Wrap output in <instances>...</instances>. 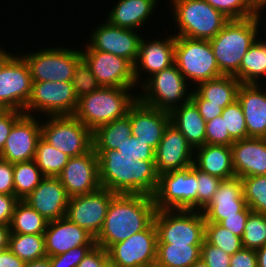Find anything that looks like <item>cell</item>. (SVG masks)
<instances>
[{
  "label": "cell",
  "instance_id": "6da1fadb",
  "mask_svg": "<svg viewBox=\"0 0 266 267\" xmlns=\"http://www.w3.org/2000/svg\"><path fill=\"white\" fill-rule=\"evenodd\" d=\"M98 156L99 183L114 193L153 196L159 174L154 161L138 160L120 154L115 149L95 150Z\"/></svg>",
  "mask_w": 266,
  "mask_h": 267
},
{
  "label": "cell",
  "instance_id": "7bdbcfd3",
  "mask_svg": "<svg viewBox=\"0 0 266 267\" xmlns=\"http://www.w3.org/2000/svg\"><path fill=\"white\" fill-rule=\"evenodd\" d=\"M72 85L77 98L90 94L101 87L83 58L75 67Z\"/></svg>",
  "mask_w": 266,
  "mask_h": 267
},
{
  "label": "cell",
  "instance_id": "b9f144b4",
  "mask_svg": "<svg viewBox=\"0 0 266 267\" xmlns=\"http://www.w3.org/2000/svg\"><path fill=\"white\" fill-rule=\"evenodd\" d=\"M221 117L224 120L225 129L228 130L229 135L234 141L247 138L246 121L238 100L227 105L223 109Z\"/></svg>",
  "mask_w": 266,
  "mask_h": 267
},
{
  "label": "cell",
  "instance_id": "52a82bcc",
  "mask_svg": "<svg viewBox=\"0 0 266 267\" xmlns=\"http://www.w3.org/2000/svg\"><path fill=\"white\" fill-rule=\"evenodd\" d=\"M49 46L35 52L29 50L28 54L19 53L28 64L32 82H72L82 51L61 45Z\"/></svg>",
  "mask_w": 266,
  "mask_h": 267
},
{
  "label": "cell",
  "instance_id": "681fc988",
  "mask_svg": "<svg viewBox=\"0 0 266 267\" xmlns=\"http://www.w3.org/2000/svg\"><path fill=\"white\" fill-rule=\"evenodd\" d=\"M200 258L208 267H230L231 255L221 248L209 244L205 239L201 245Z\"/></svg>",
  "mask_w": 266,
  "mask_h": 267
},
{
  "label": "cell",
  "instance_id": "2644e50d",
  "mask_svg": "<svg viewBox=\"0 0 266 267\" xmlns=\"http://www.w3.org/2000/svg\"><path fill=\"white\" fill-rule=\"evenodd\" d=\"M4 111V109L0 106V114Z\"/></svg>",
  "mask_w": 266,
  "mask_h": 267
},
{
  "label": "cell",
  "instance_id": "74e56055",
  "mask_svg": "<svg viewBox=\"0 0 266 267\" xmlns=\"http://www.w3.org/2000/svg\"><path fill=\"white\" fill-rule=\"evenodd\" d=\"M45 178L35 160L14 164V191L19 200H24Z\"/></svg>",
  "mask_w": 266,
  "mask_h": 267
},
{
  "label": "cell",
  "instance_id": "d590c367",
  "mask_svg": "<svg viewBox=\"0 0 266 267\" xmlns=\"http://www.w3.org/2000/svg\"><path fill=\"white\" fill-rule=\"evenodd\" d=\"M8 248L24 262L47 256L44 234L10 233Z\"/></svg>",
  "mask_w": 266,
  "mask_h": 267
},
{
  "label": "cell",
  "instance_id": "83f0119b",
  "mask_svg": "<svg viewBox=\"0 0 266 267\" xmlns=\"http://www.w3.org/2000/svg\"><path fill=\"white\" fill-rule=\"evenodd\" d=\"M160 0H117L108 11L106 21L114 26L140 31L153 18ZM157 6V7H156Z\"/></svg>",
  "mask_w": 266,
  "mask_h": 267
},
{
  "label": "cell",
  "instance_id": "7c38bea8",
  "mask_svg": "<svg viewBox=\"0 0 266 267\" xmlns=\"http://www.w3.org/2000/svg\"><path fill=\"white\" fill-rule=\"evenodd\" d=\"M77 104L72 82H33L24 114H38L39 117L73 116Z\"/></svg>",
  "mask_w": 266,
  "mask_h": 267
},
{
  "label": "cell",
  "instance_id": "03108f58",
  "mask_svg": "<svg viewBox=\"0 0 266 267\" xmlns=\"http://www.w3.org/2000/svg\"><path fill=\"white\" fill-rule=\"evenodd\" d=\"M264 10H266V8H263V9H260V10H258L257 12H256V14H255V16H256V18H257V20H258V23L260 24V26H262V29H264V30H261L260 32H263V33H266V18H264L263 16H265L264 15V13L266 12V11H264ZM263 14V15H262ZM266 17V16H265ZM262 18H264V23H263V19ZM263 23V24H262ZM262 24V25H261ZM263 39H265L266 40V35L264 36V38Z\"/></svg>",
  "mask_w": 266,
  "mask_h": 267
},
{
  "label": "cell",
  "instance_id": "f6af8a7d",
  "mask_svg": "<svg viewBox=\"0 0 266 267\" xmlns=\"http://www.w3.org/2000/svg\"><path fill=\"white\" fill-rule=\"evenodd\" d=\"M222 180L197 169V211H202L212 200Z\"/></svg>",
  "mask_w": 266,
  "mask_h": 267
},
{
  "label": "cell",
  "instance_id": "003e7915",
  "mask_svg": "<svg viewBox=\"0 0 266 267\" xmlns=\"http://www.w3.org/2000/svg\"><path fill=\"white\" fill-rule=\"evenodd\" d=\"M190 267H208L206 263L200 258L195 263H193Z\"/></svg>",
  "mask_w": 266,
  "mask_h": 267
},
{
  "label": "cell",
  "instance_id": "cb8c5ba5",
  "mask_svg": "<svg viewBox=\"0 0 266 267\" xmlns=\"http://www.w3.org/2000/svg\"><path fill=\"white\" fill-rule=\"evenodd\" d=\"M247 207L241 178L222 180L211 202L201 211L205 222L219 223L231 216H238Z\"/></svg>",
  "mask_w": 266,
  "mask_h": 267
},
{
  "label": "cell",
  "instance_id": "4316f807",
  "mask_svg": "<svg viewBox=\"0 0 266 267\" xmlns=\"http://www.w3.org/2000/svg\"><path fill=\"white\" fill-rule=\"evenodd\" d=\"M231 150L237 177L266 175V138L248 137L235 141Z\"/></svg>",
  "mask_w": 266,
  "mask_h": 267
},
{
  "label": "cell",
  "instance_id": "7dc6e473",
  "mask_svg": "<svg viewBox=\"0 0 266 267\" xmlns=\"http://www.w3.org/2000/svg\"><path fill=\"white\" fill-rule=\"evenodd\" d=\"M234 142L221 115L206 122V144L231 146Z\"/></svg>",
  "mask_w": 266,
  "mask_h": 267
},
{
  "label": "cell",
  "instance_id": "816d5d0a",
  "mask_svg": "<svg viewBox=\"0 0 266 267\" xmlns=\"http://www.w3.org/2000/svg\"><path fill=\"white\" fill-rule=\"evenodd\" d=\"M24 114L17 110H4L0 114V152L3 150L14 123Z\"/></svg>",
  "mask_w": 266,
  "mask_h": 267
},
{
  "label": "cell",
  "instance_id": "277c9868",
  "mask_svg": "<svg viewBox=\"0 0 266 267\" xmlns=\"http://www.w3.org/2000/svg\"><path fill=\"white\" fill-rule=\"evenodd\" d=\"M256 16L230 20L215 37L209 40L220 72L235 75L249 47L262 34Z\"/></svg>",
  "mask_w": 266,
  "mask_h": 267
},
{
  "label": "cell",
  "instance_id": "836d02e7",
  "mask_svg": "<svg viewBox=\"0 0 266 267\" xmlns=\"http://www.w3.org/2000/svg\"><path fill=\"white\" fill-rule=\"evenodd\" d=\"M201 245L157 243L156 264L161 267H190L200 259Z\"/></svg>",
  "mask_w": 266,
  "mask_h": 267
},
{
  "label": "cell",
  "instance_id": "e7e4bbea",
  "mask_svg": "<svg viewBox=\"0 0 266 267\" xmlns=\"http://www.w3.org/2000/svg\"><path fill=\"white\" fill-rule=\"evenodd\" d=\"M245 2L257 12L260 9L266 8V0H245Z\"/></svg>",
  "mask_w": 266,
  "mask_h": 267
},
{
  "label": "cell",
  "instance_id": "e575fe53",
  "mask_svg": "<svg viewBox=\"0 0 266 267\" xmlns=\"http://www.w3.org/2000/svg\"><path fill=\"white\" fill-rule=\"evenodd\" d=\"M39 212L33 209L24 200H19L12 215L10 233L18 234H44L48 225Z\"/></svg>",
  "mask_w": 266,
  "mask_h": 267
},
{
  "label": "cell",
  "instance_id": "ac0fdd59",
  "mask_svg": "<svg viewBox=\"0 0 266 267\" xmlns=\"http://www.w3.org/2000/svg\"><path fill=\"white\" fill-rule=\"evenodd\" d=\"M172 34L167 38L164 36L159 39L154 36L151 40L142 36L139 55L134 65L137 88H140L154 74L174 64L175 35Z\"/></svg>",
  "mask_w": 266,
  "mask_h": 267
},
{
  "label": "cell",
  "instance_id": "be15d7a7",
  "mask_svg": "<svg viewBox=\"0 0 266 267\" xmlns=\"http://www.w3.org/2000/svg\"><path fill=\"white\" fill-rule=\"evenodd\" d=\"M257 267H266V245L256 250Z\"/></svg>",
  "mask_w": 266,
  "mask_h": 267
},
{
  "label": "cell",
  "instance_id": "30bf717a",
  "mask_svg": "<svg viewBox=\"0 0 266 267\" xmlns=\"http://www.w3.org/2000/svg\"><path fill=\"white\" fill-rule=\"evenodd\" d=\"M41 137L69 157L83 155L93 148V132L74 116L41 118Z\"/></svg>",
  "mask_w": 266,
  "mask_h": 267
},
{
  "label": "cell",
  "instance_id": "3957f363",
  "mask_svg": "<svg viewBox=\"0 0 266 267\" xmlns=\"http://www.w3.org/2000/svg\"><path fill=\"white\" fill-rule=\"evenodd\" d=\"M137 99L138 89L101 86L78 98L73 116L94 132L99 126L125 117Z\"/></svg>",
  "mask_w": 266,
  "mask_h": 267
},
{
  "label": "cell",
  "instance_id": "2e32d148",
  "mask_svg": "<svg viewBox=\"0 0 266 267\" xmlns=\"http://www.w3.org/2000/svg\"><path fill=\"white\" fill-rule=\"evenodd\" d=\"M115 194L100 187L92 193L71 197L66 217L96 238L103 227L110 201Z\"/></svg>",
  "mask_w": 266,
  "mask_h": 267
},
{
  "label": "cell",
  "instance_id": "44dd1931",
  "mask_svg": "<svg viewBox=\"0 0 266 267\" xmlns=\"http://www.w3.org/2000/svg\"><path fill=\"white\" fill-rule=\"evenodd\" d=\"M194 149L183 134L171 123L155 149L154 162L158 174L189 168L193 165Z\"/></svg>",
  "mask_w": 266,
  "mask_h": 267
},
{
  "label": "cell",
  "instance_id": "94428289",
  "mask_svg": "<svg viewBox=\"0 0 266 267\" xmlns=\"http://www.w3.org/2000/svg\"><path fill=\"white\" fill-rule=\"evenodd\" d=\"M24 267H51L50 258L46 256L41 259L25 262Z\"/></svg>",
  "mask_w": 266,
  "mask_h": 267
},
{
  "label": "cell",
  "instance_id": "ffe728a7",
  "mask_svg": "<svg viewBox=\"0 0 266 267\" xmlns=\"http://www.w3.org/2000/svg\"><path fill=\"white\" fill-rule=\"evenodd\" d=\"M58 178L70 198L97 191L101 186L94 148L83 155L70 157Z\"/></svg>",
  "mask_w": 266,
  "mask_h": 267
},
{
  "label": "cell",
  "instance_id": "8992f818",
  "mask_svg": "<svg viewBox=\"0 0 266 267\" xmlns=\"http://www.w3.org/2000/svg\"><path fill=\"white\" fill-rule=\"evenodd\" d=\"M174 63L192 88L223 76L209 40L175 36Z\"/></svg>",
  "mask_w": 266,
  "mask_h": 267
},
{
  "label": "cell",
  "instance_id": "6125c7cd",
  "mask_svg": "<svg viewBox=\"0 0 266 267\" xmlns=\"http://www.w3.org/2000/svg\"><path fill=\"white\" fill-rule=\"evenodd\" d=\"M7 48H3L0 45V71L6 65V63L15 55L13 52L9 53L10 51L6 50Z\"/></svg>",
  "mask_w": 266,
  "mask_h": 267
},
{
  "label": "cell",
  "instance_id": "5bb4252c",
  "mask_svg": "<svg viewBox=\"0 0 266 267\" xmlns=\"http://www.w3.org/2000/svg\"><path fill=\"white\" fill-rule=\"evenodd\" d=\"M157 230L152 222L145 230L113 244L108 250L109 261L119 267H145L156 263Z\"/></svg>",
  "mask_w": 266,
  "mask_h": 267
},
{
  "label": "cell",
  "instance_id": "d4e9b609",
  "mask_svg": "<svg viewBox=\"0 0 266 267\" xmlns=\"http://www.w3.org/2000/svg\"><path fill=\"white\" fill-rule=\"evenodd\" d=\"M44 238L48 257L63 254L74 247L96 245L94 236L67 217L49 221Z\"/></svg>",
  "mask_w": 266,
  "mask_h": 267
},
{
  "label": "cell",
  "instance_id": "603a6c76",
  "mask_svg": "<svg viewBox=\"0 0 266 267\" xmlns=\"http://www.w3.org/2000/svg\"><path fill=\"white\" fill-rule=\"evenodd\" d=\"M70 197L58 177H45L24 199L46 220L66 217Z\"/></svg>",
  "mask_w": 266,
  "mask_h": 267
},
{
  "label": "cell",
  "instance_id": "8d00e7d4",
  "mask_svg": "<svg viewBox=\"0 0 266 267\" xmlns=\"http://www.w3.org/2000/svg\"><path fill=\"white\" fill-rule=\"evenodd\" d=\"M70 157L51 146L42 137L36 145L35 162L45 177H58Z\"/></svg>",
  "mask_w": 266,
  "mask_h": 267
},
{
  "label": "cell",
  "instance_id": "f546056e",
  "mask_svg": "<svg viewBox=\"0 0 266 267\" xmlns=\"http://www.w3.org/2000/svg\"><path fill=\"white\" fill-rule=\"evenodd\" d=\"M169 114L170 123L183 134L193 149L206 144V121L191 100L174 108Z\"/></svg>",
  "mask_w": 266,
  "mask_h": 267
},
{
  "label": "cell",
  "instance_id": "d6a6232c",
  "mask_svg": "<svg viewBox=\"0 0 266 267\" xmlns=\"http://www.w3.org/2000/svg\"><path fill=\"white\" fill-rule=\"evenodd\" d=\"M132 135L130 124V109L128 114L110 123L99 126L93 132L94 150H117L120 145Z\"/></svg>",
  "mask_w": 266,
  "mask_h": 267
},
{
  "label": "cell",
  "instance_id": "a7ac6f4b",
  "mask_svg": "<svg viewBox=\"0 0 266 267\" xmlns=\"http://www.w3.org/2000/svg\"><path fill=\"white\" fill-rule=\"evenodd\" d=\"M104 267H119V266L114 265L109 261Z\"/></svg>",
  "mask_w": 266,
  "mask_h": 267
},
{
  "label": "cell",
  "instance_id": "bcb514c9",
  "mask_svg": "<svg viewBox=\"0 0 266 267\" xmlns=\"http://www.w3.org/2000/svg\"><path fill=\"white\" fill-rule=\"evenodd\" d=\"M117 151L120 152V154L133 158L135 162L138 160L154 161L155 157V149L145 144L142 140H137L133 135L128 137V139L117 148Z\"/></svg>",
  "mask_w": 266,
  "mask_h": 267
},
{
  "label": "cell",
  "instance_id": "89a4df30",
  "mask_svg": "<svg viewBox=\"0 0 266 267\" xmlns=\"http://www.w3.org/2000/svg\"><path fill=\"white\" fill-rule=\"evenodd\" d=\"M145 267H161V266H158V265L155 263V264H153V265L145 266Z\"/></svg>",
  "mask_w": 266,
  "mask_h": 267
},
{
  "label": "cell",
  "instance_id": "1f68e13d",
  "mask_svg": "<svg viewBox=\"0 0 266 267\" xmlns=\"http://www.w3.org/2000/svg\"><path fill=\"white\" fill-rule=\"evenodd\" d=\"M240 81L233 75H223L216 79L199 83L194 89L206 100L223 109L237 100Z\"/></svg>",
  "mask_w": 266,
  "mask_h": 267
},
{
  "label": "cell",
  "instance_id": "484cf974",
  "mask_svg": "<svg viewBox=\"0 0 266 267\" xmlns=\"http://www.w3.org/2000/svg\"><path fill=\"white\" fill-rule=\"evenodd\" d=\"M237 100L245 117L247 138H266V85L240 84Z\"/></svg>",
  "mask_w": 266,
  "mask_h": 267
},
{
  "label": "cell",
  "instance_id": "e0dca14e",
  "mask_svg": "<svg viewBox=\"0 0 266 267\" xmlns=\"http://www.w3.org/2000/svg\"><path fill=\"white\" fill-rule=\"evenodd\" d=\"M80 49L82 58L102 87L137 89L134 65L129 60L109 52Z\"/></svg>",
  "mask_w": 266,
  "mask_h": 267
},
{
  "label": "cell",
  "instance_id": "9a60e30c",
  "mask_svg": "<svg viewBox=\"0 0 266 267\" xmlns=\"http://www.w3.org/2000/svg\"><path fill=\"white\" fill-rule=\"evenodd\" d=\"M32 83L28 64L19 52L15 53L0 71V106L4 110L24 112Z\"/></svg>",
  "mask_w": 266,
  "mask_h": 267
},
{
  "label": "cell",
  "instance_id": "c3c4849f",
  "mask_svg": "<svg viewBox=\"0 0 266 267\" xmlns=\"http://www.w3.org/2000/svg\"><path fill=\"white\" fill-rule=\"evenodd\" d=\"M95 245H82L55 256H50L51 267H77Z\"/></svg>",
  "mask_w": 266,
  "mask_h": 267
},
{
  "label": "cell",
  "instance_id": "9c48e42d",
  "mask_svg": "<svg viewBox=\"0 0 266 267\" xmlns=\"http://www.w3.org/2000/svg\"><path fill=\"white\" fill-rule=\"evenodd\" d=\"M153 222L157 230V243L202 245L205 219L201 211L156 210Z\"/></svg>",
  "mask_w": 266,
  "mask_h": 267
},
{
  "label": "cell",
  "instance_id": "7402d4cb",
  "mask_svg": "<svg viewBox=\"0 0 266 267\" xmlns=\"http://www.w3.org/2000/svg\"><path fill=\"white\" fill-rule=\"evenodd\" d=\"M170 123V114L142 103L139 99L130 107L132 135L156 149Z\"/></svg>",
  "mask_w": 266,
  "mask_h": 267
},
{
  "label": "cell",
  "instance_id": "f5cc1de1",
  "mask_svg": "<svg viewBox=\"0 0 266 267\" xmlns=\"http://www.w3.org/2000/svg\"><path fill=\"white\" fill-rule=\"evenodd\" d=\"M14 164L0 158V194L15 195Z\"/></svg>",
  "mask_w": 266,
  "mask_h": 267
},
{
  "label": "cell",
  "instance_id": "11a10c76",
  "mask_svg": "<svg viewBox=\"0 0 266 267\" xmlns=\"http://www.w3.org/2000/svg\"><path fill=\"white\" fill-rule=\"evenodd\" d=\"M109 262L108 252L95 245L77 267H104Z\"/></svg>",
  "mask_w": 266,
  "mask_h": 267
},
{
  "label": "cell",
  "instance_id": "f35d334b",
  "mask_svg": "<svg viewBox=\"0 0 266 267\" xmlns=\"http://www.w3.org/2000/svg\"><path fill=\"white\" fill-rule=\"evenodd\" d=\"M204 239L229 255H233L243 248L241 237L233 234L219 223L206 222Z\"/></svg>",
  "mask_w": 266,
  "mask_h": 267
},
{
  "label": "cell",
  "instance_id": "6f0895ef",
  "mask_svg": "<svg viewBox=\"0 0 266 267\" xmlns=\"http://www.w3.org/2000/svg\"><path fill=\"white\" fill-rule=\"evenodd\" d=\"M230 267H257L256 250L242 248L231 256Z\"/></svg>",
  "mask_w": 266,
  "mask_h": 267
},
{
  "label": "cell",
  "instance_id": "8fae6325",
  "mask_svg": "<svg viewBox=\"0 0 266 267\" xmlns=\"http://www.w3.org/2000/svg\"><path fill=\"white\" fill-rule=\"evenodd\" d=\"M197 169L189 168L159 175L153 195L156 210L197 211Z\"/></svg>",
  "mask_w": 266,
  "mask_h": 267
},
{
  "label": "cell",
  "instance_id": "7a4b0ae2",
  "mask_svg": "<svg viewBox=\"0 0 266 267\" xmlns=\"http://www.w3.org/2000/svg\"><path fill=\"white\" fill-rule=\"evenodd\" d=\"M155 212L153 196L116 193L95 238L96 245L107 251L113 244L145 230L153 222Z\"/></svg>",
  "mask_w": 266,
  "mask_h": 267
},
{
  "label": "cell",
  "instance_id": "4dcf8cb0",
  "mask_svg": "<svg viewBox=\"0 0 266 267\" xmlns=\"http://www.w3.org/2000/svg\"><path fill=\"white\" fill-rule=\"evenodd\" d=\"M262 38L260 35L249 47L242 58L239 71L234 75L241 84L266 83V40Z\"/></svg>",
  "mask_w": 266,
  "mask_h": 267
},
{
  "label": "cell",
  "instance_id": "d6986e66",
  "mask_svg": "<svg viewBox=\"0 0 266 267\" xmlns=\"http://www.w3.org/2000/svg\"><path fill=\"white\" fill-rule=\"evenodd\" d=\"M39 118V119H38ZM41 137V119L23 114L13 125L6 139L0 158L12 164L35 158L36 145Z\"/></svg>",
  "mask_w": 266,
  "mask_h": 267
},
{
  "label": "cell",
  "instance_id": "ba28073f",
  "mask_svg": "<svg viewBox=\"0 0 266 267\" xmlns=\"http://www.w3.org/2000/svg\"><path fill=\"white\" fill-rule=\"evenodd\" d=\"M174 63L151 76L140 88L138 99L153 108L170 112L190 100L193 88ZM190 89V90H189Z\"/></svg>",
  "mask_w": 266,
  "mask_h": 267
},
{
  "label": "cell",
  "instance_id": "f1b7e54d",
  "mask_svg": "<svg viewBox=\"0 0 266 267\" xmlns=\"http://www.w3.org/2000/svg\"><path fill=\"white\" fill-rule=\"evenodd\" d=\"M193 166L221 180L236 177L231 146L204 144L194 149Z\"/></svg>",
  "mask_w": 266,
  "mask_h": 267
},
{
  "label": "cell",
  "instance_id": "ab89813d",
  "mask_svg": "<svg viewBox=\"0 0 266 267\" xmlns=\"http://www.w3.org/2000/svg\"><path fill=\"white\" fill-rule=\"evenodd\" d=\"M243 194L252 212L266 214V175L241 178Z\"/></svg>",
  "mask_w": 266,
  "mask_h": 267
},
{
  "label": "cell",
  "instance_id": "680465c9",
  "mask_svg": "<svg viewBox=\"0 0 266 267\" xmlns=\"http://www.w3.org/2000/svg\"><path fill=\"white\" fill-rule=\"evenodd\" d=\"M25 262L19 259L9 248L0 251V267H24Z\"/></svg>",
  "mask_w": 266,
  "mask_h": 267
},
{
  "label": "cell",
  "instance_id": "ee69618b",
  "mask_svg": "<svg viewBox=\"0 0 266 267\" xmlns=\"http://www.w3.org/2000/svg\"><path fill=\"white\" fill-rule=\"evenodd\" d=\"M213 8L223 13L230 20H241L255 16L256 12L245 0H205Z\"/></svg>",
  "mask_w": 266,
  "mask_h": 267
},
{
  "label": "cell",
  "instance_id": "db71d44e",
  "mask_svg": "<svg viewBox=\"0 0 266 267\" xmlns=\"http://www.w3.org/2000/svg\"><path fill=\"white\" fill-rule=\"evenodd\" d=\"M251 212L252 210L247 206L242 212L238 213V216L227 217L221 220L219 224L242 238L246 220Z\"/></svg>",
  "mask_w": 266,
  "mask_h": 267
},
{
  "label": "cell",
  "instance_id": "91938a15",
  "mask_svg": "<svg viewBox=\"0 0 266 267\" xmlns=\"http://www.w3.org/2000/svg\"><path fill=\"white\" fill-rule=\"evenodd\" d=\"M10 227L0 225V251L8 249Z\"/></svg>",
  "mask_w": 266,
  "mask_h": 267
},
{
  "label": "cell",
  "instance_id": "5b68a950",
  "mask_svg": "<svg viewBox=\"0 0 266 267\" xmlns=\"http://www.w3.org/2000/svg\"><path fill=\"white\" fill-rule=\"evenodd\" d=\"M168 1L175 36L211 40L230 21L205 0Z\"/></svg>",
  "mask_w": 266,
  "mask_h": 267
},
{
  "label": "cell",
  "instance_id": "9f6ffc18",
  "mask_svg": "<svg viewBox=\"0 0 266 267\" xmlns=\"http://www.w3.org/2000/svg\"><path fill=\"white\" fill-rule=\"evenodd\" d=\"M18 201L15 195L0 194V225H10Z\"/></svg>",
  "mask_w": 266,
  "mask_h": 267
},
{
  "label": "cell",
  "instance_id": "60d3db41",
  "mask_svg": "<svg viewBox=\"0 0 266 267\" xmlns=\"http://www.w3.org/2000/svg\"><path fill=\"white\" fill-rule=\"evenodd\" d=\"M243 248L258 250L266 245V214L251 212L242 236Z\"/></svg>",
  "mask_w": 266,
  "mask_h": 267
},
{
  "label": "cell",
  "instance_id": "f907efd6",
  "mask_svg": "<svg viewBox=\"0 0 266 267\" xmlns=\"http://www.w3.org/2000/svg\"><path fill=\"white\" fill-rule=\"evenodd\" d=\"M190 100L196 105L204 120L211 121L222 114L223 108L214 104H206V100L193 88Z\"/></svg>",
  "mask_w": 266,
  "mask_h": 267
},
{
  "label": "cell",
  "instance_id": "4fadbf2b",
  "mask_svg": "<svg viewBox=\"0 0 266 267\" xmlns=\"http://www.w3.org/2000/svg\"><path fill=\"white\" fill-rule=\"evenodd\" d=\"M105 21V22H104ZM93 28L88 42L83 46L84 50H98L109 52L123 57L135 65L139 55V44L142 36L141 31L121 28L104 20ZM88 43V44H87Z\"/></svg>",
  "mask_w": 266,
  "mask_h": 267
}]
</instances>
